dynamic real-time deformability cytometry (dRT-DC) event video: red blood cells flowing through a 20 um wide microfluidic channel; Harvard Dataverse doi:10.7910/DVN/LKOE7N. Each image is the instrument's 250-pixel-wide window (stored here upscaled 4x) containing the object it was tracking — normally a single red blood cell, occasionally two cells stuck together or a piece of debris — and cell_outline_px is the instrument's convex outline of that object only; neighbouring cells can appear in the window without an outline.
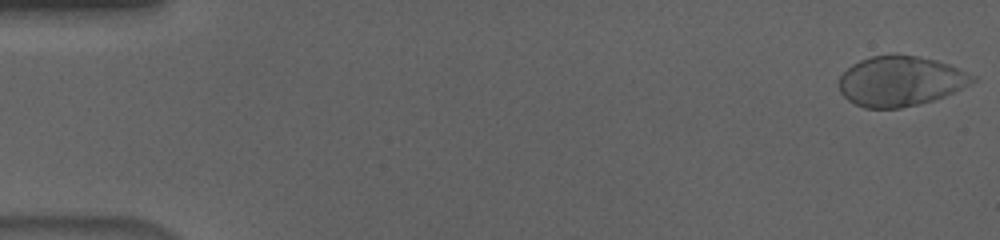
{"species": "human", "species_latin": "Homo sapiens", "temperature_condition": "cold", "stored_images_in_passage": 56, "camera_frame_rate_fps": 3000, "um_per_image_px": 0.085, "donor": {"sex": "male"}, "frame": {"image": 1, "passage_image": 1, "time_ms": 0.0, "image_size_px": [1000, 240], "cell_outline_px": [[976, 80], [944, 96], [932, 100], [900, 108], [864, 108], [848, 100], [840, 92], [840, 76], [852, 64], [860, 60], [872, 56], [916, 56], [936, 60], [948, 64], [976, 76]], "centroid_in_image_um": [76.51, 6.9], "position_along_channel_um": 8.5, "area_um2": 38.15}}
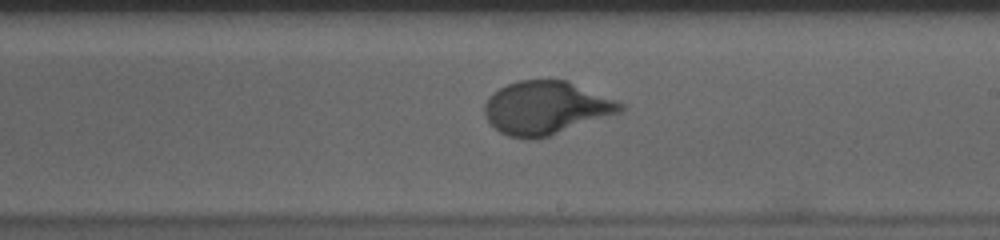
{"frame": {"image": 2, "passage_image": 33, "time_ms": 10.667, "image_size_px": [1000, 240], "cell_outline_px": [[624, 108], [620, 112], [536, 140], [524, 140], [508, 136], [500, 132], [488, 120], [484, 112], [484, 104], [500, 88], [508, 84], [520, 80], [568, 80], [616, 100], [624, 104]], "centroid_in_image_um": [46.41, 9.18], "position_along_channel_um": 242.6, "area_um2": 41.73}}
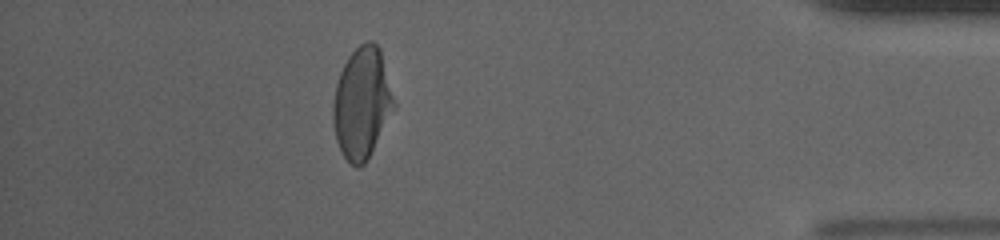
{"frame": {"image": 3, "passage_image": 50, "time_ms": 16.333, "image_size_px": [1000, 240], "cell_outline_px": [[396, 108], [368, 160], [360, 168], [356, 168], [344, 156], [336, 140], [332, 120], [332, 100], [336, 84], [340, 72], [348, 56], [360, 44], [368, 40], [372, 40], [380, 48], [396, 104]], "centroid_in_image_um": [30.77, 8.77], "position_along_channel_um": 404.4, "area_um2": 39.94}, "authors_computed_cell_mechanics": {"area_um2": 40.0265, "velocity_mm_per_s": 3.611, "shape_relaxation_time_tau1_ms": 3.7234, "shape_relaxation_time_tau2_ms": null, "deformation_change_tau1": 0.1824, "deformation_change_tau2": null}}